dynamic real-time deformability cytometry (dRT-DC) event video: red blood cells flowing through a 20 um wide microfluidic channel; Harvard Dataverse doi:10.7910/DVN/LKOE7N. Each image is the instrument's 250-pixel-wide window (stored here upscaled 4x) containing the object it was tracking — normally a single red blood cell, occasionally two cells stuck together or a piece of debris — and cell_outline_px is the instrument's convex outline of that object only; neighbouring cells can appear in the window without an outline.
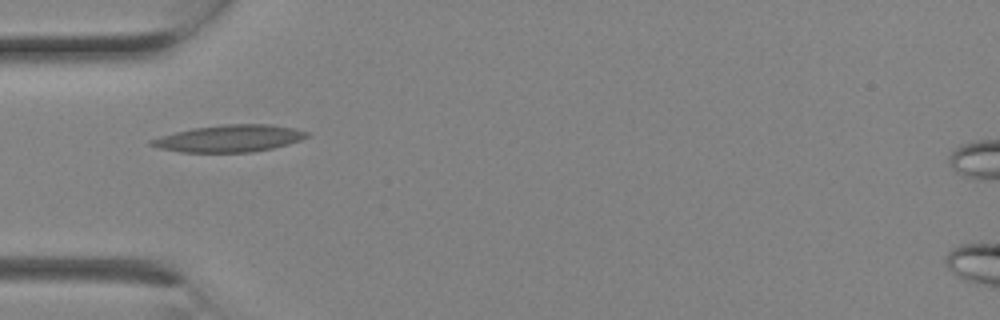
{"species": "Egyptian fruit bat (a non-hibernating species)", "species_latin": "Rousettus aegyptiacus", "temperature_condition": "room temperature", "stored_images_in_passage": 3, "camera_frame_rate_fps": 3000, "um_per_image_px": 0.085, "animal": {"sex": "female"}, "frame": {"image": 1, "passage_image": 3, "time_ms": 0.667, "image_size_px": [1000, 320], "cell_outline_px": [[312, 136], [288, 144], [272, 148], [252, 152], [180, 152], [160, 148], [148, 144], [148, 140], [160, 136], [192, 128], [224, 124], [268, 124], [296, 128], [308, 132]], "centroid_in_image_um": [19.52, 11.76], "position_along_channel_um": 65.5, "area_um2": 24.57}}